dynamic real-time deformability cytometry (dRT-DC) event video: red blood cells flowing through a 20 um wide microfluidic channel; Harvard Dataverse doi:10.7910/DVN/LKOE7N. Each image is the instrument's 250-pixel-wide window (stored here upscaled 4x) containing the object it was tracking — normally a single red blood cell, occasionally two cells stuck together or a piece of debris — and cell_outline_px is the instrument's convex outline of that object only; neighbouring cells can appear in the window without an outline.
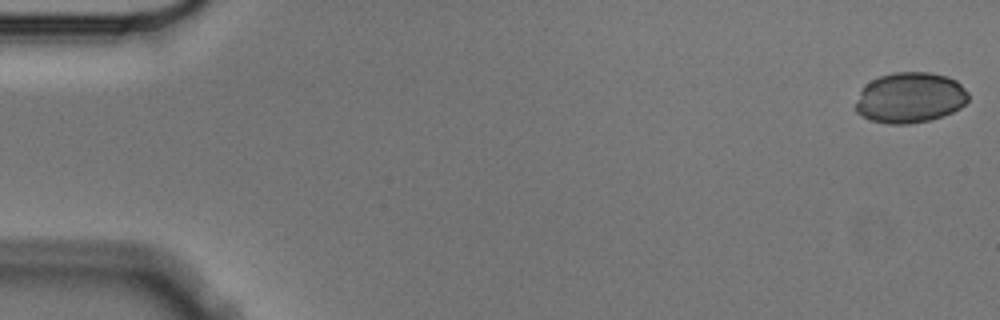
{"species": "Egyptian fruit bat (a non-hibernating species)", "species_latin": "Rousettus aegyptiacus", "temperature_condition": "cold", "stored_images_in_passage": 5, "camera_frame_rate_fps": 3000, "um_per_image_px": 0.085, "animal": {"sex": "male"}, "frame": {"image": 1, "passage_image": 1, "time_ms": 0.0, "image_size_px": [1000, 320], "cell_outline_px": [[968, 100], [960, 108], [944, 116], [928, 120], [908, 124], [888, 124], [872, 120], [860, 116], [856, 112], [856, 104], [860, 88], [864, 84], [880, 76], [896, 72], [932, 72], [948, 76], [956, 80], [968, 92]], "centroid_in_image_um": [77.34, 8.3], "position_along_channel_um": 7.7, "area_um2": 33.47}}
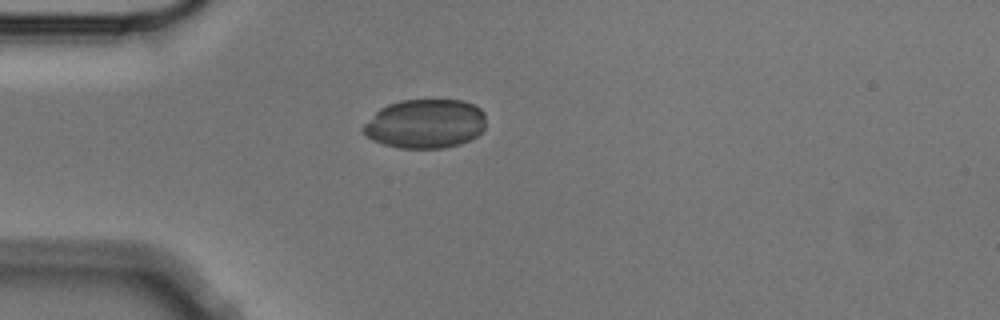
{"frame": {"image": 2, "passage_image": 4, "time_ms": 1.0, "image_size_px": [1000, 320], "cell_outline_px": [[484, 128], [476, 136], [460, 144], [444, 148], [400, 148], [384, 144], [372, 140], [360, 128], [380, 108], [388, 104], [400, 100], [460, 100], [472, 104], [480, 108], [484, 112]], "centroid_in_image_um": [36.13, 10.52], "position_along_channel_um": 48.9, "area_um2": 35.03}}